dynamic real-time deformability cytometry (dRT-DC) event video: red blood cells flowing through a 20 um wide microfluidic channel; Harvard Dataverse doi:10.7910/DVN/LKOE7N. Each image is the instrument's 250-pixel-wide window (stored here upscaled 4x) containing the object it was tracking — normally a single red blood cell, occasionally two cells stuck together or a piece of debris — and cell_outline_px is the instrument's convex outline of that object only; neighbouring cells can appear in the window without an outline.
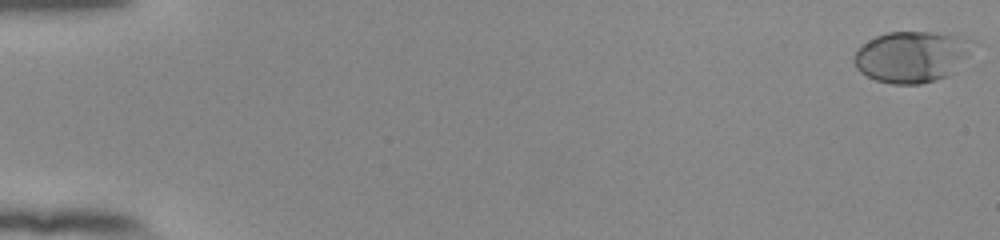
{"species": "human", "species_latin": "Homo sapiens", "temperature_condition": "room temperature", "stored_images_in_passage": 14, "camera_frame_rate_fps": 3000, "um_per_image_px": 0.085, "donor": {"sex": "female"}, "frame": {"image": 1, "passage_image": 1, "time_ms": 0.0, "image_size_px": [1000, 240], "cell_outline_px": [[980, 44], [952, 72], [936, 80], [920, 84], [892, 84], [876, 80], [860, 72], [856, 68], [852, 60], [852, 56], [856, 48], [868, 40], [876, 36], [888, 32], [932, 32], [964, 36]], "centroid_in_image_um": [77.51, 4.8], "position_along_channel_um": 7.5, "area_um2": 36.01}}